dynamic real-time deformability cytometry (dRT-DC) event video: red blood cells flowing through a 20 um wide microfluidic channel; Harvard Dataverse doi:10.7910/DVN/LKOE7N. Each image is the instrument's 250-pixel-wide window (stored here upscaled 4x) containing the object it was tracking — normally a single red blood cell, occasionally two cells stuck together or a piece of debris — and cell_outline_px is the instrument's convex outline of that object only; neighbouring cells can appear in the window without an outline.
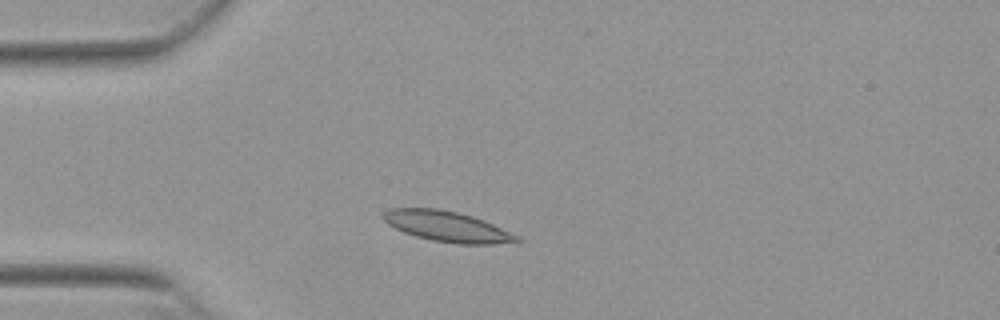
{"species": "Egyptian fruit bat (a non-hibernating species)", "species_latin": "Rousettus aegyptiacus", "temperature_condition": "warm", "stored_images_in_passage": 40, "camera_frame_rate_fps": 3000, "um_per_image_px": 0.085, "animal": {"sex": "female"}, "frame": {"image": 1, "passage_image": 1, "time_ms": 0.0, "image_size_px": [1000, 320], "cell_outline_px": [[524, 240], [492, 244], [456, 244], [432, 240], [416, 236], [404, 232], [388, 224], [380, 216], [384, 212], [392, 208], [440, 208], [472, 216], [492, 224], [520, 236]], "centroid_in_image_um": [38.0, 19.25], "position_along_channel_um": 47.0, "area_um2": 23.58}}
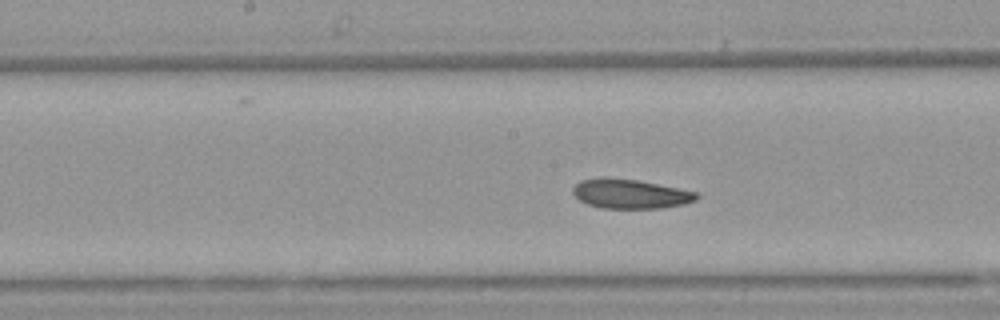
{"frame": {"image": 2, "passage_image": 14, "time_ms": 4.333, "image_size_px": [1000, 320], "cell_outline_px": [[700, 196], [696, 200], [684, 204], [664, 208], [604, 208], [588, 204], [580, 200], [572, 192], [572, 188], [580, 180], [600, 176], [636, 180], [696, 192]], "centroid_in_image_um": [53.54, 16.47], "position_along_channel_um": 194.7, "area_um2": 21.1}}
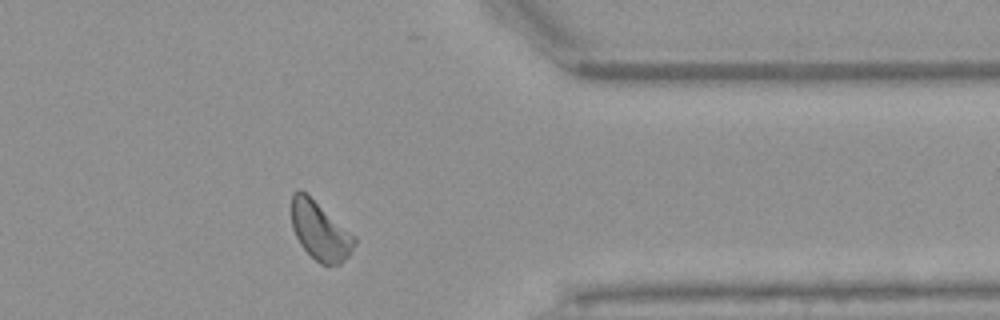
{"frame": {"image": 3, "passage_image": 30, "time_ms": 9.667, "image_size_px": [1000, 320], "cell_outline_px": [[356, 244], [352, 252], [340, 264], [320, 264], [300, 244], [292, 228], [292, 196], [300, 188], [356, 236]], "centroid_in_image_um": [27.23, 19.64], "position_along_channel_um": 384.2, "area_um2": 21.15}, "authors_computed_cell_mechanics": {"area_um2": 21.6172, "velocity_mm_per_s": 3.8067, "shape_relaxation_time_tau1_ms": 4.241, "shape_relaxation_time_tau2_ms": 5.9076, "deformation_change_tau1": 0.1001, "deformation_change_tau2": 0.0887}}